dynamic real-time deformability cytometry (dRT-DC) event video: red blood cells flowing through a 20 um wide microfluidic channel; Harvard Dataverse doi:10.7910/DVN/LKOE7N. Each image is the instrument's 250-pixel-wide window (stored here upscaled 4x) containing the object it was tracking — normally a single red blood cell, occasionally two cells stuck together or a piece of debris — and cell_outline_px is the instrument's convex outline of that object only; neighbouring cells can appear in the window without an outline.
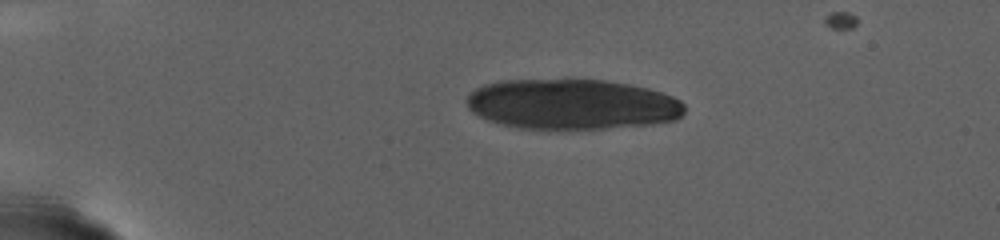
{"species": "human", "species_latin": "Homo sapiens", "temperature_condition": "warm", "stored_images_in_passage": 18, "camera_frame_rate_fps": 3000, "um_per_image_px": 0.085, "donor": {"sex": "female"}, "frame": {"image": 1, "passage_image": 3, "time_ms": 0.667, "image_size_px": [1000, 240], "cell_outline_px": [[684, 112], [676, 120], [652, 124], [608, 128], [560, 132], [548, 132], [516, 128], [500, 124], [488, 120], [472, 112], [468, 108], [468, 96], [476, 88], [500, 80], [604, 80], [628, 84], [660, 92], [672, 96], [680, 100], [684, 104]], "centroid_in_image_um": [48.6, 8.91], "position_along_channel_um": 36.4, "area_um2": 64.91}}